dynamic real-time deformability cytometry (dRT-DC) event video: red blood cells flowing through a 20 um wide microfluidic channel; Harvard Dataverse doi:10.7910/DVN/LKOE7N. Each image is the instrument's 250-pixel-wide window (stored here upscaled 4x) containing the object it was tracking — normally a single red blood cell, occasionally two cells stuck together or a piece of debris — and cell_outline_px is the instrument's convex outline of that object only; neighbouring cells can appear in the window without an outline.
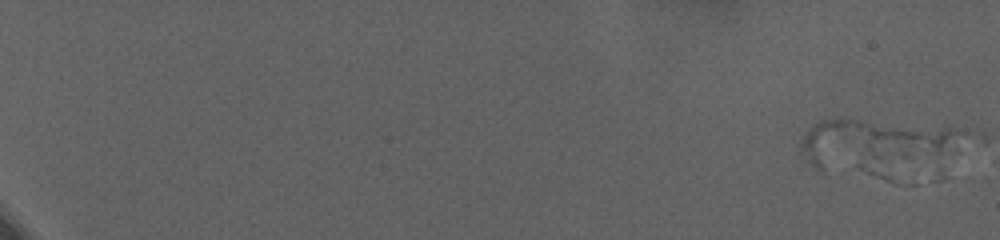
{"species": "human", "species_latin": "Homo sapiens", "temperature_condition": "warm", "stored_images_in_passage": 13, "camera_frame_rate_fps": 3000, "um_per_image_px": 0.085, "donor": {"sex": "female"}, "frame": {"image": 1, "passage_image": 3, "time_ms": 0.667, "image_size_px": [1000, 240], "cell_outline_px": [[952, 132], [948, 148], [916, 184], [896, 184], [824, 172], [816, 168], [800, 152], [800, 144], [804, 136], [820, 120], [856, 120], [948, 128]], "centroid_in_image_um": [74.38, 12.71], "position_along_channel_um": 10.6, "area_um2": 53.7}}